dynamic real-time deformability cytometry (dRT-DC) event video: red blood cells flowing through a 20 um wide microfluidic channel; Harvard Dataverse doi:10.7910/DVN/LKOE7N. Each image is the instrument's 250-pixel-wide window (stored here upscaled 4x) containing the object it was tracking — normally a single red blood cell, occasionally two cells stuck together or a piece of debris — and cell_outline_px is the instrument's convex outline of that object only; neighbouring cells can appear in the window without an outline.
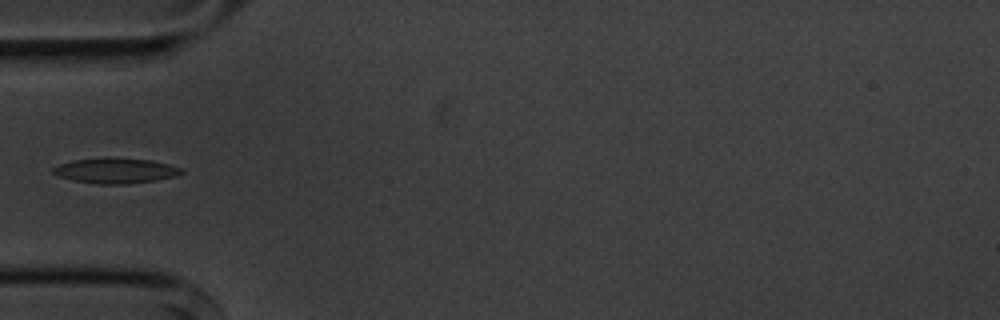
{"species": "common noctule bat (a hibernating species)", "species_latin": "Nyctalus noctula", "temperature_condition": "cold", "stored_images_in_passage": 4, "camera_frame_rate_fps": 3000, "um_per_image_px": 0.085, "animal": {"sex": "male", "body_mass_g": 20.1, "forearm_length_mm": 53.5}, "frame": {"image": 1, "passage_image": 3, "time_ms": 2.333, "image_size_px": [1000, 320], "cell_outline_px": [[184, 172], [176, 176], [156, 180], [128, 184], [96, 184], [56, 176], [52, 172], [52, 168], [60, 164], [72, 160], [104, 156], [112, 156], [152, 160], [184, 168]], "centroid_in_image_um": [9.83, 14.48], "position_along_channel_um": 75.2, "area_um2": 19.42}}
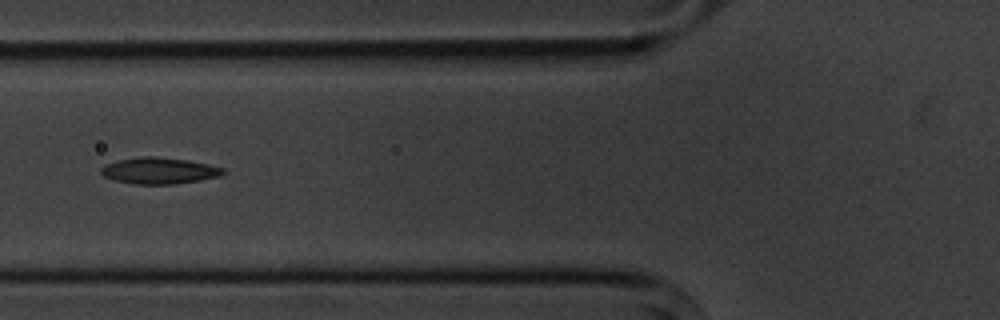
{"frame": {"image": 2, "passage_image": 4, "time_ms": 3.333, "image_size_px": [1000, 320], "cell_outline_px": [[224, 172], [220, 176], [200, 180], [172, 184], [132, 184], [112, 180], [104, 176], [100, 172], [100, 168], [104, 164], [120, 160], [140, 156], [156, 156], [188, 160], [208, 164], [224, 168]], "centroid_in_image_um": [13.49, 14.51], "position_along_channel_um": 112.3, "area_um2": 18.84}}